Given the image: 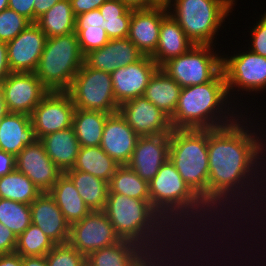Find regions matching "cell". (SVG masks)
Segmentation results:
<instances>
[{
  "instance_id": "b9f144b4",
  "label": "cell",
  "mask_w": 266,
  "mask_h": 266,
  "mask_svg": "<svg viewBox=\"0 0 266 266\" xmlns=\"http://www.w3.org/2000/svg\"><path fill=\"white\" fill-rule=\"evenodd\" d=\"M98 9L104 19H112L122 16L129 7L121 0H107Z\"/></svg>"
},
{
  "instance_id": "1f68e13d",
  "label": "cell",
  "mask_w": 266,
  "mask_h": 266,
  "mask_svg": "<svg viewBox=\"0 0 266 266\" xmlns=\"http://www.w3.org/2000/svg\"><path fill=\"white\" fill-rule=\"evenodd\" d=\"M75 20L70 0H60L35 22L47 38L75 32Z\"/></svg>"
},
{
  "instance_id": "db71d44e",
  "label": "cell",
  "mask_w": 266,
  "mask_h": 266,
  "mask_svg": "<svg viewBox=\"0 0 266 266\" xmlns=\"http://www.w3.org/2000/svg\"><path fill=\"white\" fill-rule=\"evenodd\" d=\"M9 113L4 96L3 82L0 83V120Z\"/></svg>"
},
{
  "instance_id": "5b68a950",
  "label": "cell",
  "mask_w": 266,
  "mask_h": 266,
  "mask_svg": "<svg viewBox=\"0 0 266 266\" xmlns=\"http://www.w3.org/2000/svg\"><path fill=\"white\" fill-rule=\"evenodd\" d=\"M169 160L208 207V129H173Z\"/></svg>"
},
{
  "instance_id": "f6af8a7d",
  "label": "cell",
  "mask_w": 266,
  "mask_h": 266,
  "mask_svg": "<svg viewBox=\"0 0 266 266\" xmlns=\"http://www.w3.org/2000/svg\"><path fill=\"white\" fill-rule=\"evenodd\" d=\"M8 8L34 23V0H8Z\"/></svg>"
},
{
  "instance_id": "2e32d148",
  "label": "cell",
  "mask_w": 266,
  "mask_h": 266,
  "mask_svg": "<svg viewBox=\"0 0 266 266\" xmlns=\"http://www.w3.org/2000/svg\"><path fill=\"white\" fill-rule=\"evenodd\" d=\"M47 36L36 23L29 24L13 40L7 42V58L11 72H35Z\"/></svg>"
},
{
  "instance_id": "cb8c5ba5",
  "label": "cell",
  "mask_w": 266,
  "mask_h": 266,
  "mask_svg": "<svg viewBox=\"0 0 266 266\" xmlns=\"http://www.w3.org/2000/svg\"><path fill=\"white\" fill-rule=\"evenodd\" d=\"M37 140L31 117L23 113H8L0 120V150L15 157Z\"/></svg>"
},
{
  "instance_id": "f5cc1de1",
  "label": "cell",
  "mask_w": 266,
  "mask_h": 266,
  "mask_svg": "<svg viewBox=\"0 0 266 266\" xmlns=\"http://www.w3.org/2000/svg\"><path fill=\"white\" fill-rule=\"evenodd\" d=\"M22 266H48L46 256L22 257Z\"/></svg>"
},
{
  "instance_id": "83f0119b",
  "label": "cell",
  "mask_w": 266,
  "mask_h": 266,
  "mask_svg": "<svg viewBox=\"0 0 266 266\" xmlns=\"http://www.w3.org/2000/svg\"><path fill=\"white\" fill-rule=\"evenodd\" d=\"M49 194L54 198L70 225L81 221L91 211L65 173L58 178Z\"/></svg>"
},
{
  "instance_id": "8fae6325",
  "label": "cell",
  "mask_w": 266,
  "mask_h": 266,
  "mask_svg": "<svg viewBox=\"0 0 266 266\" xmlns=\"http://www.w3.org/2000/svg\"><path fill=\"white\" fill-rule=\"evenodd\" d=\"M74 112L75 105L66 91L49 92L30 115L37 139L72 127Z\"/></svg>"
},
{
  "instance_id": "ac0fdd59",
  "label": "cell",
  "mask_w": 266,
  "mask_h": 266,
  "mask_svg": "<svg viewBox=\"0 0 266 266\" xmlns=\"http://www.w3.org/2000/svg\"><path fill=\"white\" fill-rule=\"evenodd\" d=\"M169 147L170 134L139 137L127 166L149 183L169 159Z\"/></svg>"
},
{
  "instance_id": "816d5d0a",
  "label": "cell",
  "mask_w": 266,
  "mask_h": 266,
  "mask_svg": "<svg viewBox=\"0 0 266 266\" xmlns=\"http://www.w3.org/2000/svg\"><path fill=\"white\" fill-rule=\"evenodd\" d=\"M0 266H22V256L16 252L0 254Z\"/></svg>"
},
{
  "instance_id": "ba28073f",
  "label": "cell",
  "mask_w": 266,
  "mask_h": 266,
  "mask_svg": "<svg viewBox=\"0 0 266 266\" xmlns=\"http://www.w3.org/2000/svg\"><path fill=\"white\" fill-rule=\"evenodd\" d=\"M75 108L114 114L119 104L114 98L111 74L88 67L85 63L66 91Z\"/></svg>"
},
{
  "instance_id": "681fc988",
  "label": "cell",
  "mask_w": 266,
  "mask_h": 266,
  "mask_svg": "<svg viewBox=\"0 0 266 266\" xmlns=\"http://www.w3.org/2000/svg\"><path fill=\"white\" fill-rule=\"evenodd\" d=\"M60 0H34V23Z\"/></svg>"
},
{
  "instance_id": "d6986e66",
  "label": "cell",
  "mask_w": 266,
  "mask_h": 266,
  "mask_svg": "<svg viewBox=\"0 0 266 266\" xmlns=\"http://www.w3.org/2000/svg\"><path fill=\"white\" fill-rule=\"evenodd\" d=\"M167 14L168 9L164 2L151 8L132 9L127 38L145 56H151L155 52L159 41L160 25Z\"/></svg>"
},
{
  "instance_id": "9c48e42d",
  "label": "cell",
  "mask_w": 266,
  "mask_h": 266,
  "mask_svg": "<svg viewBox=\"0 0 266 266\" xmlns=\"http://www.w3.org/2000/svg\"><path fill=\"white\" fill-rule=\"evenodd\" d=\"M212 45H193L186 53L174 57L160 68L181 88L205 84L222 71V59Z\"/></svg>"
},
{
  "instance_id": "c3c4849f",
  "label": "cell",
  "mask_w": 266,
  "mask_h": 266,
  "mask_svg": "<svg viewBox=\"0 0 266 266\" xmlns=\"http://www.w3.org/2000/svg\"><path fill=\"white\" fill-rule=\"evenodd\" d=\"M11 73L7 58V44L0 41V83Z\"/></svg>"
},
{
  "instance_id": "8992f818",
  "label": "cell",
  "mask_w": 266,
  "mask_h": 266,
  "mask_svg": "<svg viewBox=\"0 0 266 266\" xmlns=\"http://www.w3.org/2000/svg\"><path fill=\"white\" fill-rule=\"evenodd\" d=\"M171 1L164 0L168 13L178 22L194 45H212L216 32L235 4V0Z\"/></svg>"
},
{
  "instance_id": "30bf717a",
  "label": "cell",
  "mask_w": 266,
  "mask_h": 266,
  "mask_svg": "<svg viewBox=\"0 0 266 266\" xmlns=\"http://www.w3.org/2000/svg\"><path fill=\"white\" fill-rule=\"evenodd\" d=\"M120 240L104 211H90L81 221L70 225L68 243L86 257Z\"/></svg>"
},
{
  "instance_id": "3957f363",
  "label": "cell",
  "mask_w": 266,
  "mask_h": 266,
  "mask_svg": "<svg viewBox=\"0 0 266 266\" xmlns=\"http://www.w3.org/2000/svg\"><path fill=\"white\" fill-rule=\"evenodd\" d=\"M149 197L151 206L171 227L173 226V232L175 233H179L180 228L184 227L185 229L187 226L188 236L189 229H192L189 226L191 223L194 224L193 221H190L192 220L191 218L202 219L204 216H209L208 212H210L211 217L209 216L208 219L212 220V216L215 215L182 179L175 165L169 159L160 167L157 174L149 182ZM180 224L183 226L181 227ZM176 229L178 231H175Z\"/></svg>"
},
{
  "instance_id": "f1b7e54d",
  "label": "cell",
  "mask_w": 266,
  "mask_h": 266,
  "mask_svg": "<svg viewBox=\"0 0 266 266\" xmlns=\"http://www.w3.org/2000/svg\"><path fill=\"white\" fill-rule=\"evenodd\" d=\"M65 174L91 211H103L108 198V182L87 172L70 169Z\"/></svg>"
},
{
  "instance_id": "5bb4252c",
  "label": "cell",
  "mask_w": 266,
  "mask_h": 266,
  "mask_svg": "<svg viewBox=\"0 0 266 266\" xmlns=\"http://www.w3.org/2000/svg\"><path fill=\"white\" fill-rule=\"evenodd\" d=\"M118 112L139 137L171 134L170 118L144 95L125 101Z\"/></svg>"
},
{
  "instance_id": "9f6ffc18",
  "label": "cell",
  "mask_w": 266,
  "mask_h": 266,
  "mask_svg": "<svg viewBox=\"0 0 266 266\" xmlns=\"http://www.w3.org/2000/svg\"><path fill=\"white\" fill-rule=\"evenodd\" d=\"M8 8V0H0V12Z\"/></svg>"
},
{
  "instance_id": "60d3db41",
  "label": "cell",
  "mask_w": 266,
  "mask_h": 266,
  "mask_svg": "<svg viewBox=\"0 0 266 266\" xmlns=\"http://www.w3.org/2000/svg\"><path fill=\"white\" fill-rule=\"evenodd\" d=\"M251 34L252 47L250 51L266 58V13L262 15Z\"/></svg>"
},
{
  "instance_id": "484cf974",
  "label": "cell",
  "mask_w": 266,
  "mask_h": 266,
  "mask_svg": "<svg viewBox=\"0 0 266 266\" xmlns=\"http://www.w3.org/2000/svg\"><path fill=\"white\" fill-rule=\"evenodd\" d=\"M39 140L47 155L63 173L73 168L80 149L73 127L45 135Z\"/></svg>"
},
{
  "instance_id": "52a82bcc",
  "label": "cell",
  "mask_w": 266,
  "mask_h": 266,
  "mask_svg": "<svg viewBox=\"0 0 266 266\" xmlns=\"http://www.w3.org/2000/svg\"><path fill=\"white\" fill-rule=\"evenodd\" d=\"M84 64L75 32L46 39L44 50L35 71L50 91H67Z\"/></svg>"
},
{
  "instance_id": "4316f807",
  "label": "cell",
  "mask_w": 266,
  "mask_h": 266,
  "mask_svg": "<svg viewBox=\"0 0 266 266\" xmlns=\"http://www.w3.org/2000/svg\"><path fill=\"white\" fill-rule=\"evenodd\" d=\"M181 86L162 68L150 78L144 96L171 118L179 100Z\"/></svg>"
},
{
  "instance_id": "603a6c76",
  "label": "cell",
  "mask_w": 266,
  "mask_h": 266,
  "mask_svg": "<svg viewBox=\"0 0 266 266\" xmlns=\"http://www.w3.org/2000/svg\"><path fill=\"white\" fill-rule=\"evenodd\" d=\"M153 256L142 246L121 239L116 244L91 252L86 266H145Z\"/></svg>"
},
{
  "instance_id": "bcb514c9",
  "label": "cell",
  "mask_w": 266,
  "mask_h": 266,
  "mask_svg": "<svg viewBox=\"0 0 266 266\" xmlns=\"http://www.w3.org/2000/svg\"><path fill=\"white\" fill-rule=\"evenodd\" d=\"M107 0H70L74 15L98 9Z\"/></svg>"
},
{
  "instance_id": "f546056e",
  "label": "cell",
  "mask_w": 266,
  "mask_h": 266,
  "mask_svg": "<svg viewBox=\"0 0 266 266\" xmlns=\"http://www.w3.org/2000/svg\"><path fill=\"white\" fill-rule=\"evenodd\" d=\"M109 113L75 108L72 127L82 147L100 146Z\"/></svg>"
},
{
  "instance_id": "277c9868",
  "label": "cell",
  "mask_w": 266,
  "mask_h": 266,
  "mask_svg": "<svg viewBox=\"0 0 266 266\" xmlns=\"http://www.w3.org/2000/svg\"><path fill=\"white\" fill-rule=\"evenodd\" d=\"M227 100L228 93L223 70L205 84L181 88L175 112L170 118L172 129H214L233 123L237 118L233 115L236 114L223 112ZM226 113L227 115L224 116Z\"/></svg>"
},
{
  "instance_id": "44dd1931",
  "label": "cell",
  "mask_w": 266,
  "mask_h": 266,
  "mask_svg": "<svg viewBox=\"0 0 266 266\" xmlns=\"http://www.w3.org/2000/svg\"><path fill=\"white\" fill-rule=\"evenodd\" d=\"M143 56L128 38L110 39L102 48L85 54L84 63L90 68L111 74L118 67L139 61Z\"/></svg>"
},
{
  "instance_id": "ab89813d",
  "label": "cell",
  "mask_w": 266,
  "mask_h": 266,
  "mask_svg": "<svg viewBox=\"0 0 266 266\" xmlns=\"http://www.w3.org/2000/svg\"><path fill=\"white\" fill-rule=\"evenodd\" d=\"M132 8H129L122 16L112 19H104L103 29L109 39L127 38L129 33Z\"/></svg>"
},
{
  "instance_id": "74e56055",
  "label": "cell",
  "mask_w": 266,
  "mask_h": 266,
  "mask_svg": "<svg viewBox=\"0 0 266 266\" xmlns=\"http://www.w3.org/2000/svg\"><path fill=\"white\" fill-rule=\"evenodd\" d=\"M31 22L9 8L0 12V41L9 42L22 32Z\"/></svg>"
},
{
  "instance_id": "d6a6232c",
  "label": "cell",
  "mask_w": 266,
  "mask_h": 266,
  "mask_svg": "<svg viewBox=\"0 0 266 266\" xmlns=\"http://www.w3.org/2000/svg\"><path fill=\"white\" fill-rule=\"evenodd\" d=\"M42 192L17 169L0 177V198L30 205Z\"/></svg>"
},
{
  "instance_id": "8d00e7d4",
  "label": "cell",
  "mask_w": 266,
  "mask_h": 266,
  "mask_svg": "<svg viewBox=\"0 0 266 266\" xmlns=\"http://www.w3.org/2000/svg\"><path fill=\"white\" fill-rule=\"evenodd\" d=\"M45 256L48 266H86V256L69 243L56 244Z\"/></svg>"
},
{
  "instance_id": "4dcf8cb0",
  "label": "cell",
  "mask_w": 266,
  "mask_h": 266,
  "mask_svg": "<svg viewBox=\"0 0 266 266\" xmlns=\"http://www.w3.org/2000/svg\"><path fill=\"white\" fill-rule=\"evenodd\" d=\"M119 166L100 146H80L72 169L87 172L109 182Z\"/></svg>"
},
{
  "instance_id": "e575fe53",
  "label": "cell",
  "mask_w": 266,
  "mask_h": 266,
  "mask_svg": "<svg viewBox=\"0 0 266 266\" xmlns=\"http://www.w3.org/2000/svg\"><path fill=\"white\" fill-rule=\"evenodd\" d=\"M56 244L34 224L17 237L15 252L22 257L45 256Z\"/></svg>"
},
{
  "instance_id": "11a10c76",
  "label": "cell",
  "mask_w": 266,
  "mask_h": 266,
  "mask_svg": "<svg viewBox=\"0 0 266 266\" xmlns=\"http://www.w3.org/2000/svg\"><path fill=\"white\" fill-rule=\"evenodd\" d=\"M166 256L167 255H164V256H161V257H158V256L157 257H153L145 266H168V263L167 262H171V261H169V259H172V257L171 258H169V257L167 258ZM166 260H168V261H166ZM164 261H165V263H164ZM171 264H173V263L171 262L169 264V266H171Z\"/></svg>"
},
{
  "instance_id": "9a60e30c",
  "label": "cell",
  "mask_w": 266,
  "mask_h": 266,
  "mask_svg": "<svg viewBox=\"0 0 266 266\" xmlns=\"http://www.w3.org/2000/svg\"><path fill=\"white\" fill-rule=\"evenodd\" d=\"M16 169L25 174L43 193L49 192L63 172L50 159L37 139L16 156Z\"/></svg>"
},
{
  "instance_id": "836d02e7",
  "label": "cell",
  "mask_w": 266,
  "mask_h": 266,
  "mask_svg": "<svg viewBox=\"0 0 266 266\" xmlns=\"http://www.w3.org/2000/svg\"><path fill=\"white\" fill-rule=\"evenodd\" d=\"M109 192L125 195L140 200H150L149 183L142 180L137 173L127 165L117 168L108 182Z\"/></svg>"
},
{
  "instance_id": "7bdbcfd3",
  "label": "cell",
  "mask_w": 266,
  "mask_h": 266,
  "mask_svg": "<svg viewBox=\"0 0 266 266\" xmlns=\"http://www.w3.org/2000/svg\"><path fill=\"white\" fill-rule=\"evenodd\" d=\"M104 26V18L99 9L91 10L76 16L75 27Z\"/></svg>"
},
{
  "instance_id": "7dc6e473",
  "label": "cell",
  "mask_w": 266,
  "mask_h": 266,
  "mask_svg": "<svg viewBox=\"0 0 266 266\" xmlns=\"http://www.w3.org/2000/svg\"><path fill=\"white\" fill-rule=\"evenodd\" d=\"M16 169V157L13 154L0 150V177Z\"/></svg>"
},
{
  "instance_id": "e0dca14e",
  "label": "cell",
  "mask_w": 266,
  "mask_h": 266,
  "mask_svg": "<svg viewBox=\"0 0 266 266\" xmlns=\"http://www.w3.org/2000/svg\"><path fill=\"white\" fill-rule=\"evenodd\" d=\"M159 66L150 56L139 61L118 67L111 73L114 98L121 103L143 96L150 78Z\"/></svg>"
},
{
  "instance_id": "ee69618b",
  "label": "cell",
  "mask_w": 266,
  "mask_h": 266,
  "mask_svg": "<svg viewBox=\"0 0 266 266\" xmlns=\"http://www.w3.org/2000/svg\"><path fill=\"white\" fill-rule=\"evenodd\" d=\"M16 245V234L0 222V254H8L15 252Z\"/></svg>"
},
{
  "instance_id": "7a4b0ae2",
  "label": "cell",
  "mask_w": 266,
  "mask_h": 266,
  "mask_svg": "<svg viewBox=\"0 0 266 266\" xmlns=\"http://www.w3.org/2000/svg\"><path fill=\"white\" fill-rule=\"evenodd\" d=\"M103 211L106 213L114 227L115 233L120 239L135 242L147 250L153 257L157 255L161 257L160 255L162 254L163 256L165 253L168 255L169 253L163 252L162 249L169 250L165 248H169L167 245L170 241L175 248L171 238L179 233H172L173 227L151 206L150 200H140L121 194L108 193L106 206ZM166 241H168V244Z\"/></svg>"
},
{
  "instance_id": "4fadbf2b",
  "label": "cell",
  "mask_w": 266,
  "mask_h": 266,
  "mask_svg": "<svg viewBox=\"0 0 266 266\" xmlns=\"http://www.w3.org/2000/svg\"><path fill=\"white\" fill-rule=\"evenodd\" d=\"M3 86L9 113L29 116L50 92L35 72H11L3 81Z\"/></svg>"
},
{
  "instance_id": "d590c367",
  "label": "cell",
  "mask_w": 266,
  "mask_h": 266,
  "mask_svg": "<svg viewBox=\"0 0 266 266\" xmlns=\"http://www.w3.org/2000/svg\"><path fill=\"white\" fill-rule=\"evenodd\" d=\"M0 222L18 237L31 224L30 205L0 198Z\"/></svg>"
},
{
  "instance_id": "ffe728a7",
  "label": "cell",
  "mask_w": 266,
  "mask_h": 266,
  "mask_svg": "<svg viewBox=\"0 0 266 266\" xmlns=\"http://www.w3.org/2000/svg\"><path fill=\"white\" fill-rule=\"evenodd\" d=\"M139 136L119 112L110 114L103 129L100 147L120 166L127 165Z\"/></svg>"
},
{
  "instance_id": "7c38bea8",
  "label": "cell",
  "mask_w": 266,
  "mask_h": 266,
  "mask_svg": "<svg viewBox=\"0 0 266 266\" xmlns=\"http://www.w3.org/2000/svg\"><path fill=\"white\" fill-rule=\"evenodd\" d=\"M248 51L222 59L229 97L234 87L249 92L266 88V58L250 51V48Z\"/></svg>"
},
{
  "instance_id": "7402d4cb",
  "label": "cell",
  "mask_w": 266,
  "mask_h": 266,
  "mask_svg": "<svg viewBox=\"0 0 266 266\" xmlns=\"http://www.w3.org/2000/svg\"><path fill=\"white\" fill-rule=\"evenodd\" d=\"M31 223L55 244L68 243L70 224L49 192L41 193L31 204Z\"/></svg>"
},
{
  "instance_id": "d4e9b609",
  "label": "cell",
  "mask_w": 266,
  "mask_h": 266,
  "mask_svg": "<svg viewBox=\"0 0 266 266\" xmlns=\"http://www.w3.org/2000/svg\"><path fill=\"white\" fill-rule=\"evenodd\" d=\"M193 45L178 22L168 13L162 19L158 45L150 57L161 67L168 60L186 53Z\"/></svg>"
},
{
  "instance_id": "6da1fadb",
  "label": "cell",
  "mask_w": 266,
  "mask_h": 266,
  "mask_svg": "<svg viewBox=\"0 0 266 266\" xmlns=\"http://www.w3.org/2000/svg\"><path fill=\"white\" fill-rule=\"evenodd\" d=\"M238 120L237 118L233 123L223 127L208 129V208L216 215L219 212L221 214L228 203V211H232L229 206L234 209L232 204L236 205L235 201L242 203L243 200H238V196L240 198L241 194L242 197L240 199L248 196L245 199L249 200L251 195H253L252 192L259 187L254 185L262 182L261 186L264 185L262 177L261 180H255L257 184H253V178L259 177L256 175L259 174L257 167H262V165H260L261 161L257 160H262L259 154L262 156V151H266L264 149L265 144L256 136L255 132L249 131L248 127L246 126L245 128V125L240 124L241 121ZM250 185H253L254 188ZM241 188L243 190L248 188V190L252 191H249L251 193L248 195V191H243ZM231 202L233 203L230 205ZM221 206L222 208H220ZM218 207L221 209L220 211Z\"/></svg>"
},
{
  "instance_id": "f907efd6",
  "label": "cell",
  "mask_w": 266,
  "mask_h": 266,
  "mask_svg": "<svg viewBox=\"0 0 266 266\" xmlns=\"http://www.w3.org/2000/svg\"><path fill=\"white\" fill-rule=\"evenodd\" d=\"M129 8L132 9H144L151 8L157 5H160L164 0H121Z\"/></svg>"
},
{
  "instance_id": "f35d334b",
  "label": "cell",
  "mask_w": 266,
  "mask_h": 266,
  "mask_svg": "<svg viewBox=\"0 0 266 266\" xmlns=\"http://www.w3.org/2000/svg\"><path fill=\"white\" fill-rule=\"evenodd\" d=\"M75 33L82 53L102 48L109 42L106 31L101 27H75Z\"/></svg>"
}]
</instances>
